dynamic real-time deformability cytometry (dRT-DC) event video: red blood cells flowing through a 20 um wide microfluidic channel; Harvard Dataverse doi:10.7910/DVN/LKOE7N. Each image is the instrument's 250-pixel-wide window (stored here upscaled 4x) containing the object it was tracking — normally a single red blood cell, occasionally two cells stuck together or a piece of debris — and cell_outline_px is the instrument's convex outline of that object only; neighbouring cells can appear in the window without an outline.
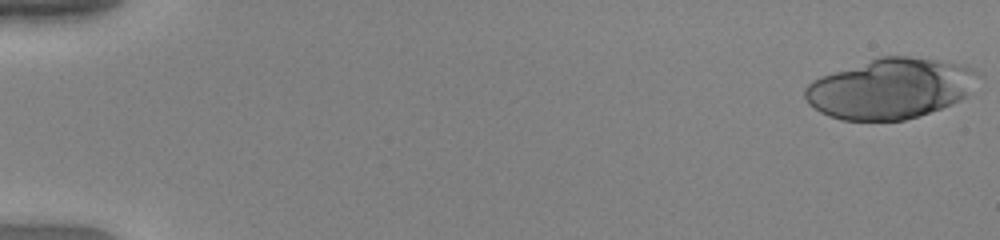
{"species": "human", "species_latin": "Homo sapiens", "temperature_condition": "warm", "stored_images_in_passage": 41, "camera_frame_rate_fps": 3000, "um_per_image_px": 0.085, "donor": {"sex": "female"}, "frame": {"image": 1, "passage_image": 1, "time_ms": 0.0, "image_size_px": [1000, 240], "cell_outline_px": [[984, 76], [968, 96], [952, 104], [904, 120], [840, 120], [828, 116], [820, 112], [808, 104], [804, 96], [804, 88], [812, 80], [820, 76], [880, 56], [908, 56], [964, 64], [972, 68]], "centroid_in_image_um": [75.72, 7.51], "position_along_channel_um": 9.3, "area_um2": 61.27}}
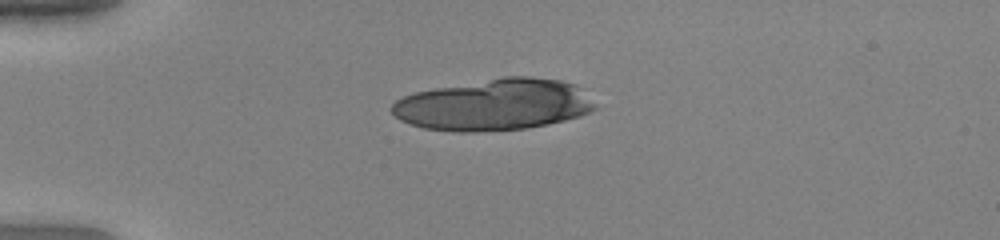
{"frame": {"image": 2, "passage_image": 14, "time_ms": 4.333, "image_size_px": [1000, 240], "cell_outline_px": [[596, 108], [580, 116], [548, 124], [524, 128], [476, 132], [452, 132], [424, 128], [400, 120], [388, 108], [396, 100], [404, 96], [416, 92], [436, 88], [504, 76], [532, 76], [560, 80], [576, 84], [584, 88], [596, 104]], "centroid_in_image_um": [42.02, 8.89], "position_along_channel_um": 43.0, "area_um2": 61.15}}